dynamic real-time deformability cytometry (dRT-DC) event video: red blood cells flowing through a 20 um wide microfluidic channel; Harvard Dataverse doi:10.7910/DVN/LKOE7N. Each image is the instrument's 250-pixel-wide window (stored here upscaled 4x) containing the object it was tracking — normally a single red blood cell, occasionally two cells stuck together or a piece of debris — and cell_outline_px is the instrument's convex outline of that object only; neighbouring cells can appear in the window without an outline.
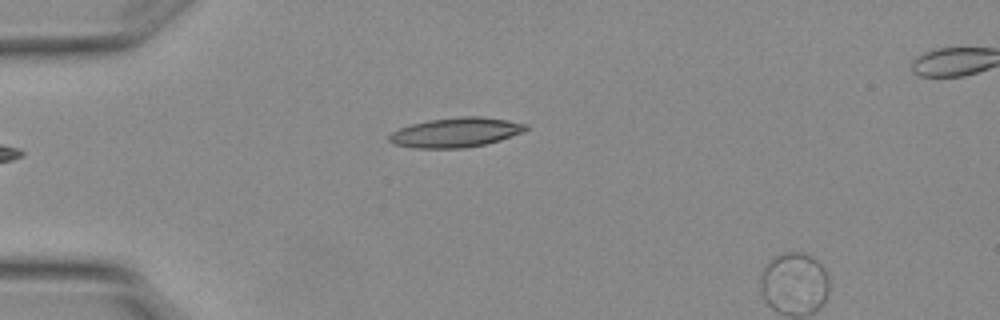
{"species": "Egyptian fruit bat (a non-hibernating species)", "species_latin": "Rousettus aegyptiacus", "temperature_condition": "warm", "stored_images_in_passage": 2, "camera_frame_rate_fps": 3000, "um_per_image_px": 0.085, "animal": {"sex": "female"}, "frame": {"image": 1, "passage_image": 1, "time_ms": 0.0, "image_size_px": [1000, 320], "cell_outline_px": [[528, 128], [524, 132], [500, 140], [484, 144], [464, 148], [416, 148], [396, 144], [388, 140], [388, 136], [392, 132], [400, 128], [412, 124], [428, 120], [460, 116], [480, 116], [508, 120], [528, 124]], "centroid_in_image_um": [38.77, 11.25], "position_along_channel_um": 46.2, "area_um2": 23.52}}